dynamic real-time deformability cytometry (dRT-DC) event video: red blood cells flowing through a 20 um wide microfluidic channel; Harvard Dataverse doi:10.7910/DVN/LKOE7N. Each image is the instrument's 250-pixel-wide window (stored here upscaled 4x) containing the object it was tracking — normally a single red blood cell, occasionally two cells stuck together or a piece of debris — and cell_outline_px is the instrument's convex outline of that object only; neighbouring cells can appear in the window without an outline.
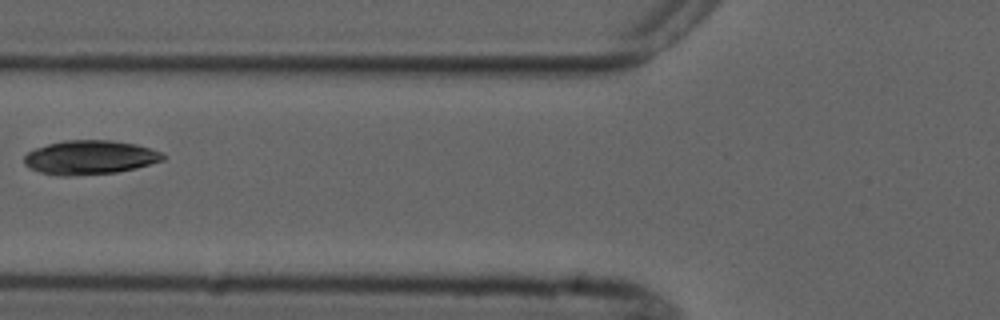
{"species": "common noctule bat (a hibernating species)", "species_latin": "Nyctalus noctula", "temperature_condition": "cold", "stored_images_in_passage": 6, "camera_frame_rate_fps": 3000, "um_per_image_px": 0.085, "animal": {"sex": "male", "forearm_length_mm": 52.5}, "frame": {"image": 1, "passage_image": 5, "time_ms": 6.333, "image_size_px": [1000, 320], "cell_outline_px": [[168, 156], [164, 160], [136, 168], [116, 172], [72, 176], [60, 176], [40, 172], [24, 164], [24, 156], [28, 152], [36, 148], [48, 144], [64, 140], [112, 140], [136, 144], [160, 152]], "centroid_in_image_um": [7.65, 13.38], "position_along_channel_um": 118.1, "area_um2": 27.51}}
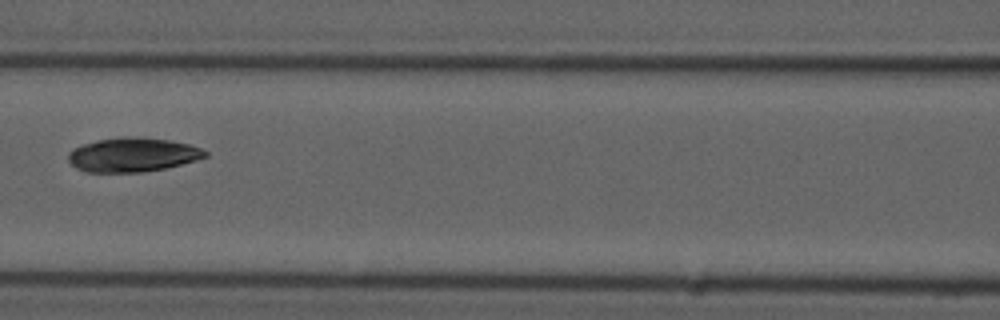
{"frame": {"image": 2, "passage_image": 6, "time_ms": 7.333, "image_size_px": [1000, 320], "cell_outline_px": [[208, 156], [196, 160], [164, 168], [140, 172], [84, 172], [76, 168], [68, 160], [68, 152], [72, 148], [96, 140], [120, 136], [140, 136], [172, 140], [188, 144], [200, 148], [208, 152]], "centroid_in_image_um": [11.25, 13.14], "position_along_channel_um": 155.4, "area_um2": 27.46}}